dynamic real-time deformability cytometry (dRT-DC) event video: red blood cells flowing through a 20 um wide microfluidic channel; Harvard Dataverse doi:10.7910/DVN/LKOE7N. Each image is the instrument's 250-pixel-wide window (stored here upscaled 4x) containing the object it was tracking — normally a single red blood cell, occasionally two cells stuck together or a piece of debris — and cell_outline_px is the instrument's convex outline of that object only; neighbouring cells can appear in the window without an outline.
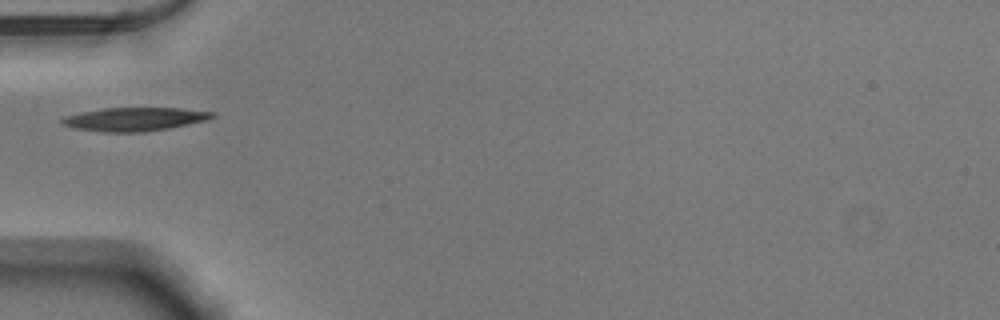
{"species": "Egyptian fruit bat (a non-hibernating species)", "species_latin": "Rousettus aegyptiacus", "temperature_condition": "warm", "stored_images_in_passage": 36, "camera_frame_rate_fps": 3000, "um_per_image_px": 0.085, "animal": {"sex": "male"}, "frame": {"image": 1, "passage_image": 1, "time_ms": 0.0, "image_size_px": [1000, 320], "cell_outline_px": [[216, 116], [208, 120], [168, 128], [144, 132], [104, 132], [72, 128], [60, 124], [60, 120], [64, 116], [80, 112], [104, 108], [180, 108], [216, 112]], "centroid_in_image_um": [11.42, 10.13], "position_along_channel_um": 73.6, "area_um2": 20.75}}
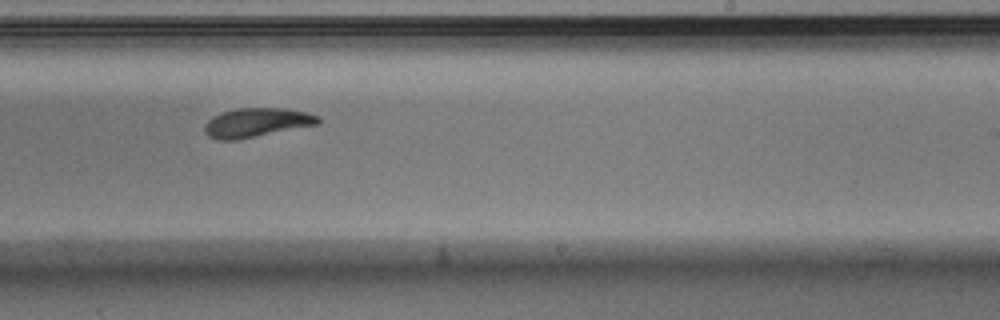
{"frame": {"image": 2, "passage_image": 16, "time_ms": 5.0, "image_size_px": [1000, 320], "cell_outline_px": [[320, 124], [236, 140], [216, 140], [208, 136], [204, 132], [204, 124], [212, 116], [220, 112], [236, 108], [288, 108], [308, 112], [320, 116]], "centroid_in_image_um": [21.81, 10.41], "position_along_channel_um": 267.2, "area_um2": 19.59}}
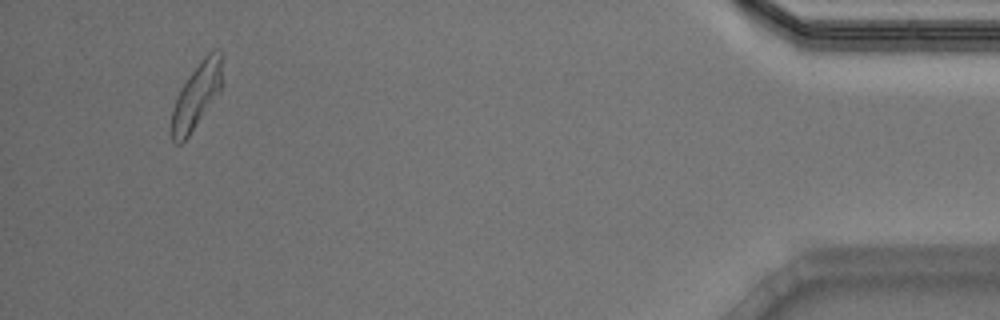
{"frame": {"image": 3, "passage_image": 33, "time_ms": 10.667, "image_size_px": [1000, 320], "cell_outline_px": [[224, 84], [220, 92], [188, 136], [180, 144], [176, 144], [172, 140], [168, 128], [172, 112], [176, 100], [184, 84], [200, 60], [208, 52], [224, 52]], "centroid_in_image_um": [16.75, 8.13], "position_along_channel_um": 418.4, "area_um2": 19.71}}